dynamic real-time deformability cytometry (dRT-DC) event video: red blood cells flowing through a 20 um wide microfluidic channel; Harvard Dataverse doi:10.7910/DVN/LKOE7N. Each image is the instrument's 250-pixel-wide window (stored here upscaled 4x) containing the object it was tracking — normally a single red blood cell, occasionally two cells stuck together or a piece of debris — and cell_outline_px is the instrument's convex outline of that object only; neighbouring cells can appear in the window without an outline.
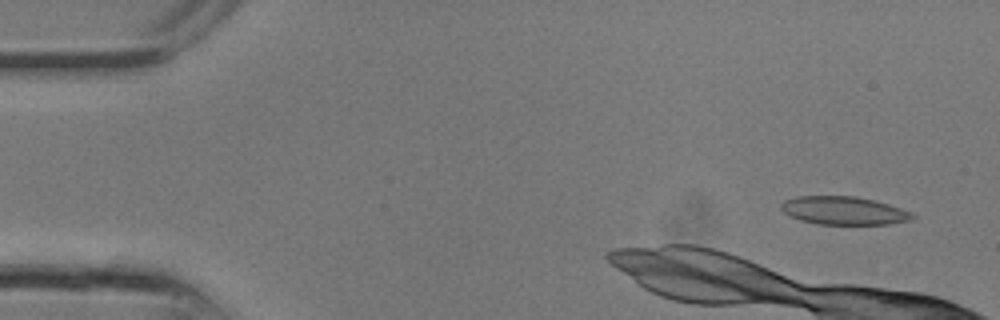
{"species": "common noctule bat (a hibernating species)", "species_latin": "Nyctalus noctula", "temperature_condition": "room temperature", "stored_images_in_passage": 6, "camera_frame_rate_fps": 3000, "um_per_image_px": 0.085, "animal": {"sex": "male", "body_mass_g": 13.3}, "frame": {"image": 1, "passage_image": 1, "time_ms": 0.0, "image_size_px": [1000, 320], "cell_outline_px": [[916, 216], [912, 220], [888, 224], [816, 224], [800, 220], [784, 212], [780, 208], [780, 204], [784, 200], [796, 196], [856, 196], [876, 200], [912, 212]], "centroid_in_image_um": [71.73, 17.89], "position_along_channel_um": 13.3, "area_um2": 21.68}}